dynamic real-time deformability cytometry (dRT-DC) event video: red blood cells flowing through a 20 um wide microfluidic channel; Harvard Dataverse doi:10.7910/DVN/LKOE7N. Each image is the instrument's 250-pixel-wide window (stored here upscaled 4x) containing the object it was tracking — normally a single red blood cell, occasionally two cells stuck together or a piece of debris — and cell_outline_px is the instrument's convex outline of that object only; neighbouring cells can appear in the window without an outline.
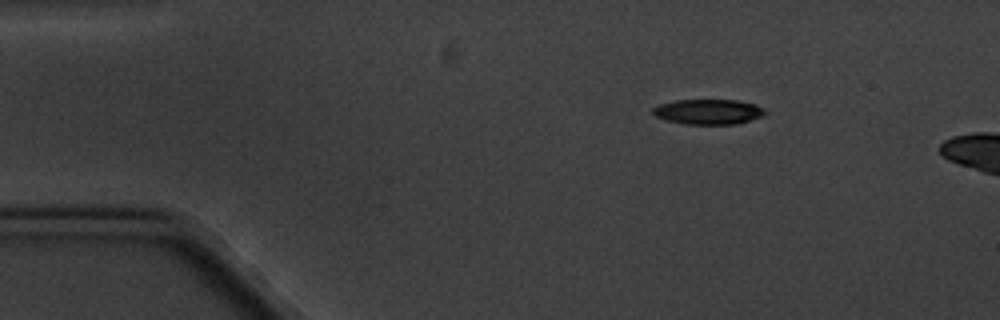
{"species": "common noctule bat (a hibernating species)", "species_latin": "Nyctalus noctula", "temperature_condition": "cold", "stored_images_in_passage": 3, "camera_frame_rate_fps": 3000, "um_per_image_px": 0.085, "animal": {"sex": "male", "body_mass_g": 20.1, "forearm_length_mm": 53.5}, "frame": {"image": 1, "passage_image": 1, "time_ms": 0.0, "image_size_px": [1000, 320], "cell_outline_px": [[764, 116], [736, 124], [684, 124], [668, 120], [656, 116], [652, 112], [652, 108], [660, 104], [676, 100], [736, 100], [756, 104], [764, 108]], "centroid_in_image_um": [60.22, 9.49], "position_along_channel_um": 24.8, "area_um2": 16.36}}